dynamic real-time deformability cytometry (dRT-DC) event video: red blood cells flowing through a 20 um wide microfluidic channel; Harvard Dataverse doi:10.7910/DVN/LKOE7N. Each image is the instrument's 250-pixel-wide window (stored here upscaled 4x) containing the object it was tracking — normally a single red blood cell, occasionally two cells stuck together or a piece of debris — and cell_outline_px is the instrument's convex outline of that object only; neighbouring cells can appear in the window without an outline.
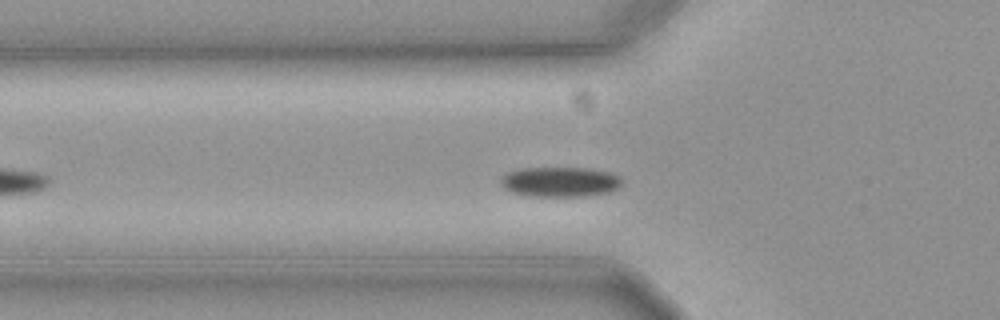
{"species": "common noctule bat (a hibernating species)", "species_latin": "Nyctalus noctula", "temperature_condition": "cold", "stored_images_in_passage": 39, "camera_frame_rate_fps": 3000, "um_per_image_px": 0.085, "animal": {"sex": "female", "body_mass_g": 19.3, "forearm_length_mm": 54.1}, "frame": {"image": 1, "passage_image": 12, "time_ms": 3.667, "image_size_px": [1000, 320], "cell_outline_px": [[624, 180], [620, 188], [608, 192], [584, 196], [528, 196], [512, 192], [504, 188], [500, 184], [500, 176], [508, 172], [524, 168], [592, 168], [608, 172], [620, 176]], "centroid_in_image_um": [47.62, 15.45], "position_along_channel_um": 78.2, "area_um2": 21.39}}
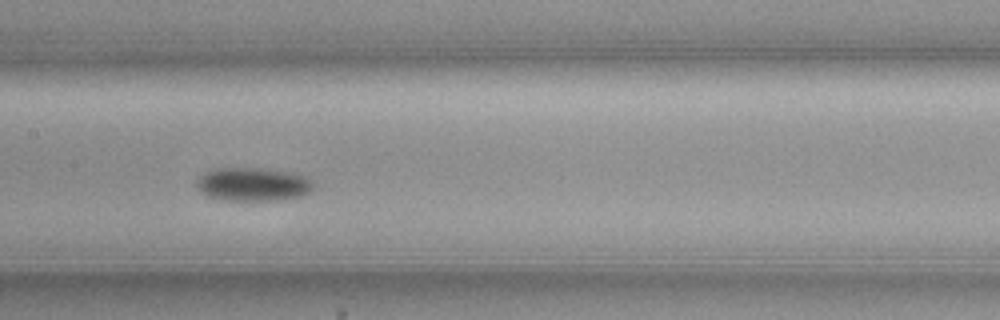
{"frame": {"image": 2, "passage_image": 21, "time_ms": 6.667, "image_size_px": [1000, 320], "cell_outline_px": [[312, 192], [304, 196], [284, 200], [224, 200], [208, 196], [200, 192], [196, 184], [196, 180], [204, 172], [216, 168], [260, 168], [292, 172], [308, 176], [312, 180]], "centroid_in_image_um": [21.54, 15.67], "position_along_channel_um": 185.9, "area_um2": 23.18}}
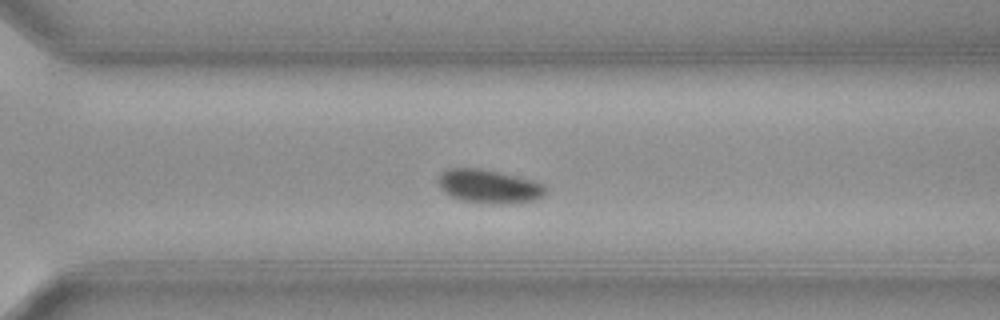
{"frame": {"image": 3, "passage_image": 33, "time_ms": 10.667, "image_size_px": [1000, 320], "cell_outline_px": [[548, 192], [544, 196], [536, 200], [508, 204], [488, 204], [460, 200], [444, 192], [440, 188], [440, 172], [448, 168], [480, 168], [532, 180], [544, 184], [548, 188]], "centroid_in_image_um": [41.61, 15.86], "position_along_channel_um": 329.0, "area_um2": 21.21}}